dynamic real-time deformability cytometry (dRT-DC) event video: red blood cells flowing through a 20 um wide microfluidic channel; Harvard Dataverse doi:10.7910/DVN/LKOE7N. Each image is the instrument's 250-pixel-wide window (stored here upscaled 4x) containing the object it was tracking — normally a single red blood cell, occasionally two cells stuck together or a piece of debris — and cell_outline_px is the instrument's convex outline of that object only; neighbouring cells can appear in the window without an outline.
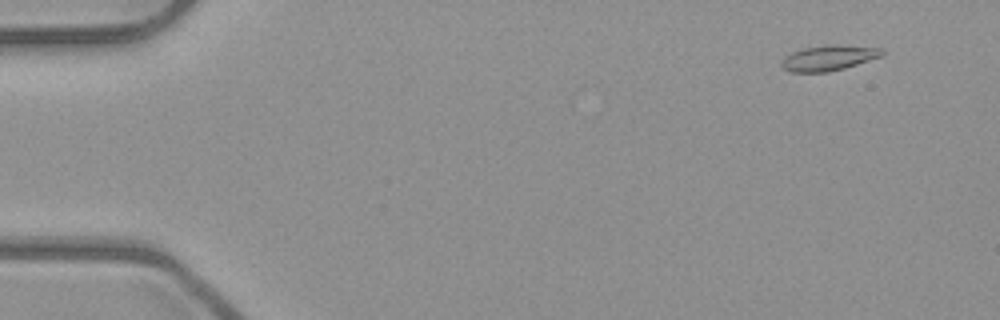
{"species": "common noctule bat (a hibernating species)", "species_latin": "Nyctalus noctula", "temperature_condition": "room temperature", "stored_images_in_passage": 50, "camera_frame_rate_fps": 3000, "um_per_image_px": 0.085, "animal": {"sex": "male", "body_mass_g": 23.1, "forearm_length_mm": 52.7}, "frame": {"image": 1, "passage_image": 2, "time_ms": 0.333, "image_size_px": [1000, 320], "cell_outline_px": [[884, 56], [844, 68], [828, 72], [788, 72], [780, 64], [784, 56], [792, 52], [804, 48], [828, 44], [832, 44], [884, 48]], "centroid_in_image_um": [70.46, 4.92], "position_along_channel_um": 14.5, "area_um2": 15.03}}
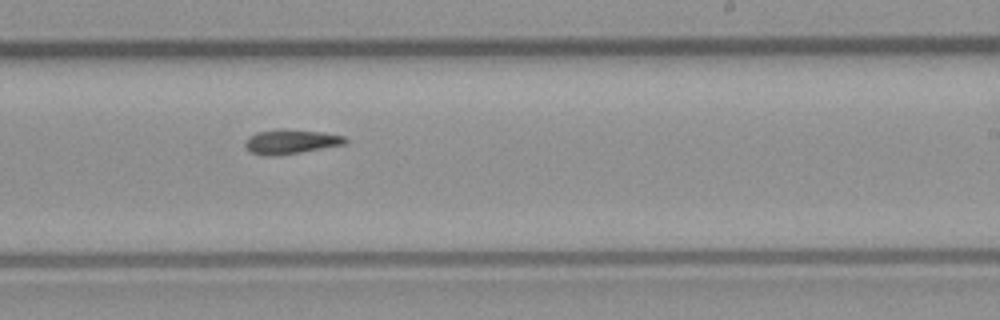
{"frame": {"image": 2, "passage_image": 30, "time_ms": 9.667, "image_size_px": [1000, 320], "cell_outline_px": [[348, 140], [344, 144], [300, 152], [272, 156], [252, 152], [244, 144], [248, 136], [256, 132], [320, 132], [344, 136]], "centroid_in_image_um": [24.73, 12.08], "position_along_channel_um": 264.3, "area_um2": 13.06}}
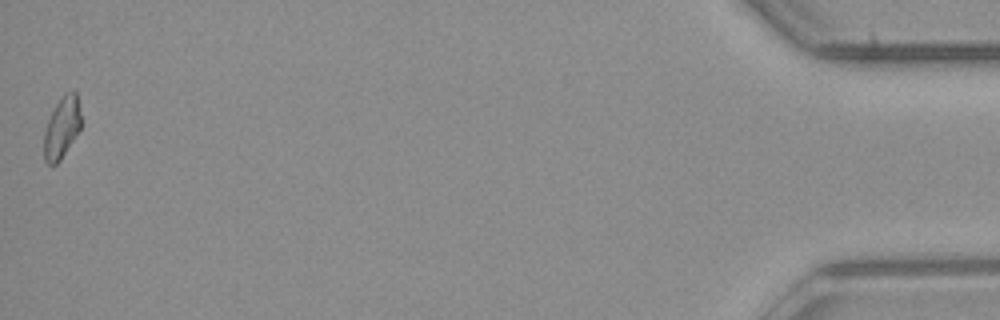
{"frame": {"image": 3, "passage_image": 50, "time_ms": 16.333, "image_size_px": [1000, 320], "cell_outline_px": [[80, 128], [60, 160], [56, 164], [48, 164], [44, 160], [44, 132], [48, 120], [60, 96], [64, 92], [76, 92], [80, 112]], "centroid_in_image_um": [5.23, 10.83], "position_along_channel_um": 430.0, "area_um2": 13.01}}